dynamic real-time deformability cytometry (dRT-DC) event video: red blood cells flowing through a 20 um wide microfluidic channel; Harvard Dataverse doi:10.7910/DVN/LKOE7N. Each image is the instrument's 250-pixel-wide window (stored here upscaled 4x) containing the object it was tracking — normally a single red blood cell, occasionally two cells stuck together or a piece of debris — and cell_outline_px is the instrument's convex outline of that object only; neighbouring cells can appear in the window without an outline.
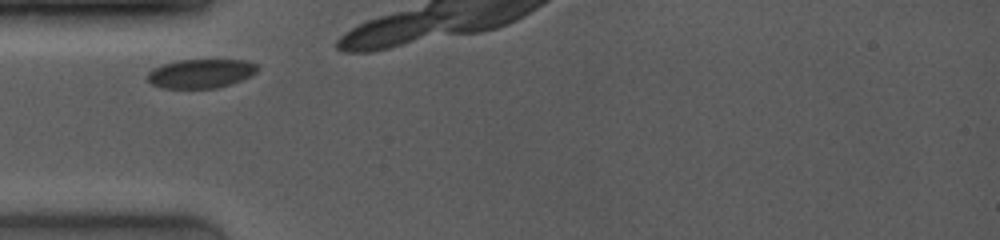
{"species": "common noctule bat (a hibernating species)", "species_latin": "Nyctalus noctula", "temperature_condition": "room temperature", "stored_images_in_passage": 4, "camera_frame_rate_fps": 4000, "um_per_image_px": 0.085, "animal": {"sex": "female", "body_mass_g": 19.0, "forearm_length_mm": 53.3}, "frame": {"image": 1, "passage_image": 1, "time_ms": 0.0, "image_size_px": [1000, 240], "cell_outline_px": [[260, 68], [252, 76], [232, 84], [216, 88], [160, 88], [152, 84], [148, 80], [148, 72], [152, 68], [164, 64], [180, 60], [244, 60], [256, 64]], "centroid_in_image_um": [17.09, 6.26], "position_along_channel_um": 67.9, "area_um2": 18.67}}